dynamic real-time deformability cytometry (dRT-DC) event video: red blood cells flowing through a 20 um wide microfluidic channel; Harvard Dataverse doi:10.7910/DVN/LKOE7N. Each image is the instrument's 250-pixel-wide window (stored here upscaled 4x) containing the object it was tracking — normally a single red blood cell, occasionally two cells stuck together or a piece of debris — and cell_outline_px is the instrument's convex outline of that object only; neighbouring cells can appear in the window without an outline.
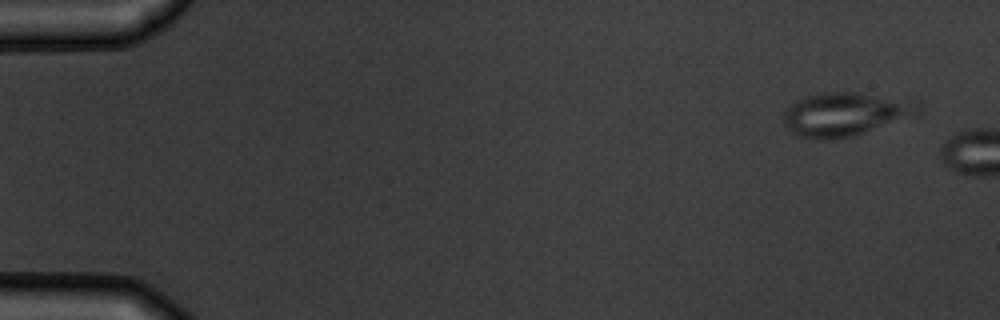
{"species": "common noctule bat (a hibernating species)", "species_latin": "Nyctalus noctula", "temperature_condition": "warm", "stored_images_in_passage": 6, "camera_frame_rate_fps": 3000, "um_per_image_px": 0.085, "animal": {"sex": "male", "body_mass_g": 19.5, "forearm_length_mm": 54.6}, "frame": {"image": 1, "passage_image": 1, "time_ms": 0.0, "image_size_px": [1000, 320], "cell_outline_px": [[924, 112], [920, 116], [852, 136], [828, 140], [820, 140], [800, 136], [792, 132], [784, 124], [784, 112], [796, 100], [804, 96], [828, 92], [856, 92], [924, 100]], "centroid_in_image_um": [72.05, 9.68], "position_along_channel_um": 12.9, "area_um2": 35.37}}